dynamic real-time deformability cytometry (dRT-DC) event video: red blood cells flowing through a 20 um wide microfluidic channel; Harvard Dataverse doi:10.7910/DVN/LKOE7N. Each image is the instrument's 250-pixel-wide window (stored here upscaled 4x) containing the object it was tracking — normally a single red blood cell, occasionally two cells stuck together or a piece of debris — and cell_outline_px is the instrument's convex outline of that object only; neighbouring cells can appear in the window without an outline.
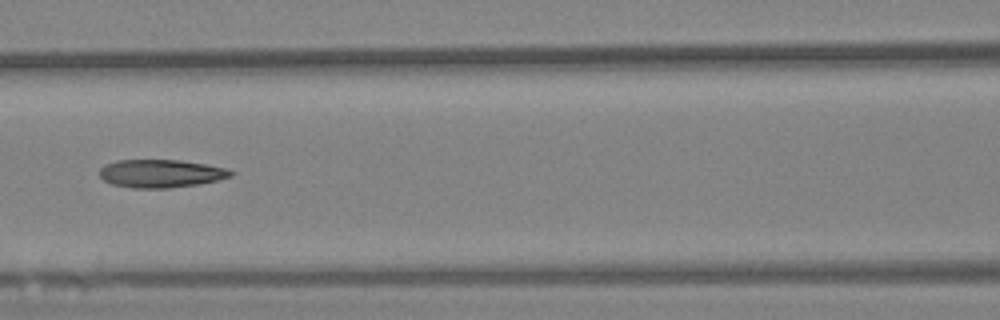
{"species": "Egyptian fruit bat (a non-hibernating species)", "species_latin": "Rousettus aegyptiacus", "temperature_condition": "warm", "stored_images_in_passage": 11, "camera_frame_rate_fps": 3000, "um_per_image_px": 0.085, "animal": {"sex": "female"}, "frame": {"image": 1, "passage_image": 7, "time_ms": 2.0, "image_size_px": [1000, 320], "cell_outline_px": [[236, 172], [232, 176], [200, 184], [168, 188], [132, 188], [112, 184], [104, 180], [100, 176], [100, 168], [104, 164], [116, 160], [180, 160], [228, 168]], "centroid_in_image_um": [13.68, 14.74], "position_along_channel_um": 152.9, "area_um2": 21.56}}
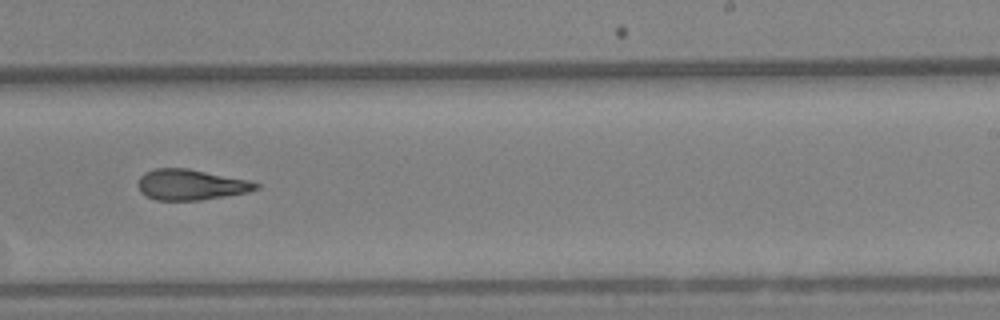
{"frame": {"image": 2, "passage_image": 10, "time_ms": 3.0, "image_size_px": [1000, 320], "cell_outline_px": [[260, 188], [248, 192], [200, 200], [156, 200], [140, 192], [136, 184], [140, 176], [144, 172], [156, 168], [188, 168], [248, 180], [260, 184]], "centroid_in_image_um": [16.19, 15.69], "position_along_channel_um": 272.8, "area_um2": 21.1}}
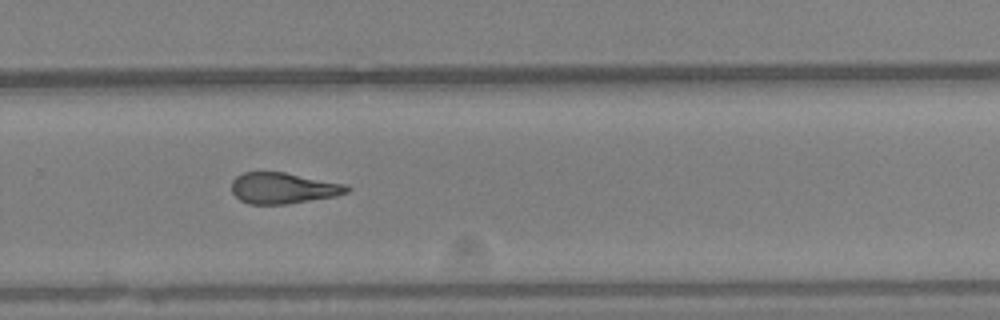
{"frame": {"image": 3, "passage_image": 11, "time_ms": 3.333, "image_size_px": [1000, 320], "cell_outline_px": [[352, 188], [348, 192], [336, 196], [288, 204], [248, 204], [240, 200], [232, 192], [232, 180], [236, 176], [244, 172], [284, 172], [344, 184]], "centroid_in_image_um": [24.06, 16.0], "position_along_channel_um": 305.7, "area_um2": 20.81}}